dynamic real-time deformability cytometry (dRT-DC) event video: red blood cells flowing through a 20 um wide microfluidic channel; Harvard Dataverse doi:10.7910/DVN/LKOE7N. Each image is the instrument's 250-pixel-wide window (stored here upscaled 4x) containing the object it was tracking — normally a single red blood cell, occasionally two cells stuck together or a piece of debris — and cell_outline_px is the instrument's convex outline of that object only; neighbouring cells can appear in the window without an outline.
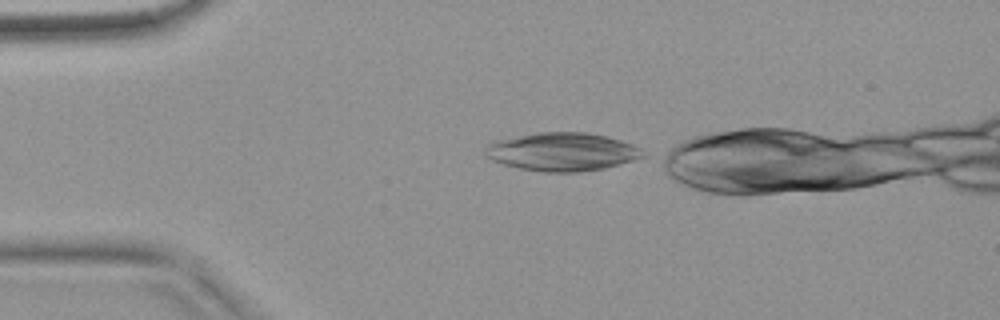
{"species": "common noctule bat (a hibernating species)", "species_latin": "Nyctalus noctula", "temperature_condition": "warm", "stored_images_in_passage": 36, "camera_frame_rate_fps": 3000, "um_per_image_px": 0.085, "animal": {"sex": "female", "body_mass_g": 18.4}, "frame": {"image": 1, "passage_image": 1, "time_ms": 0.0, "image_size_px": [1000, 320], "cell_outline_px": [[644, 156], [620, 164], [604, 168], [580, 172], [544, 172], [516, 168], [492, 160], [484, 152], [484, 148], [488, 144], [496, 140], [540, 132], [584, 132], [608, 136], [644, 148]], "centroid_in_image_um": [47.8, 12.9], "position_along_channel_um": 37.2, "area_um2": 35.2}}
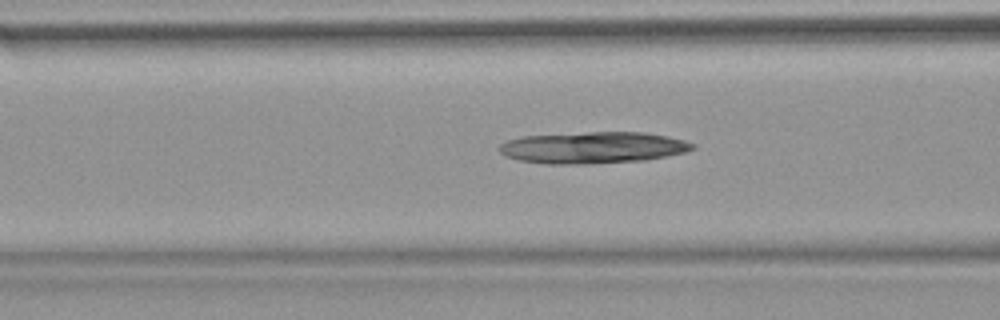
{"frame": {"image": 2, "passage_image": 10, "time_ms": 3.0, "image_size_px": [1000, 320], "cell_outline_px": [[696, 148], [688, 152], [668, 156], [644, 160], [584, 164], [544, 164], [520, 160], [508, 156], [500, 152], [496, 148], [500, 144], [508, 140], [524, 136], [588, 132], [644, 132], [668, 136], [684, 140], [696, 144]], "centroid_in_image_um": [50.45, 12.54], "position_along_channel_um": 116.2, "area_um2": 35.72}}
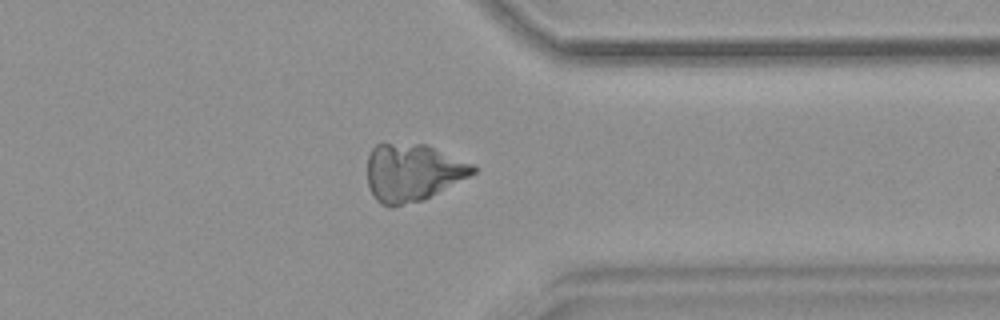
{"frame": {"image": 3, "passage_image": 31, "time_ms": 10.0, "image_size_px": [1000, 320], "cell_outline_px": [[476, 172], [424, 200], [392, 208], [388, 208], [380, 204], [376, 200], [368, 184], [368, 156], [372, 148], [376, 144], [428, 144], [476, 164]], "centroid_in_image_um": [35.09, 14.67], "position_along_channel_um": 376.3, "area_um2": 35.78}}